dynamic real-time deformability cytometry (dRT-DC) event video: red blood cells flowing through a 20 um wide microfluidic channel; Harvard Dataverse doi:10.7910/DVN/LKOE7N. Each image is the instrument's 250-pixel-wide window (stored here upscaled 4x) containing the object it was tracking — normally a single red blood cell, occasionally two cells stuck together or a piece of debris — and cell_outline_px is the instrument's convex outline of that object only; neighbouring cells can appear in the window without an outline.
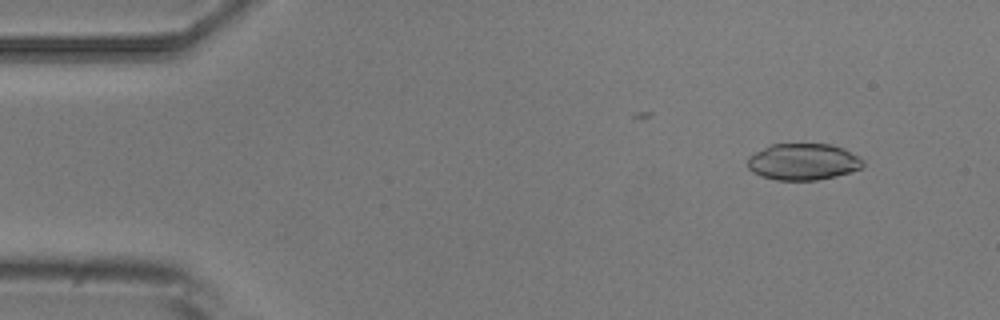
{"species": "common noctule bat (a hibernating species)", "species_latin": "Nyctalus noctula", "temperature_condition": "room temperature", "stored_images_in_passage": 4, "camera_frame_rate_fps": 3000, "um_per_image_px": 0.085, "animal": {"sex": "male", "body_mass_g": 20.5, "forearm_length_mm": 52.5}, "frame": {"image": 1, "passage_image": 1, "time_ms": 0.0, "image_size_px": [1000, 320], "cell_outline_px": [[864, 164], [860, 168], [852, 172], [836, 176], [816, 180], [776, 180], [760, 176], [752, 172], [748, 168], [748, 156], [772, 144], [832, 144], [844, 148], [864, 160]], "centroid_in_image_um": [68.27, 13.75], "position_along_channel_um": 16.7, "area_um2": 24.68}}
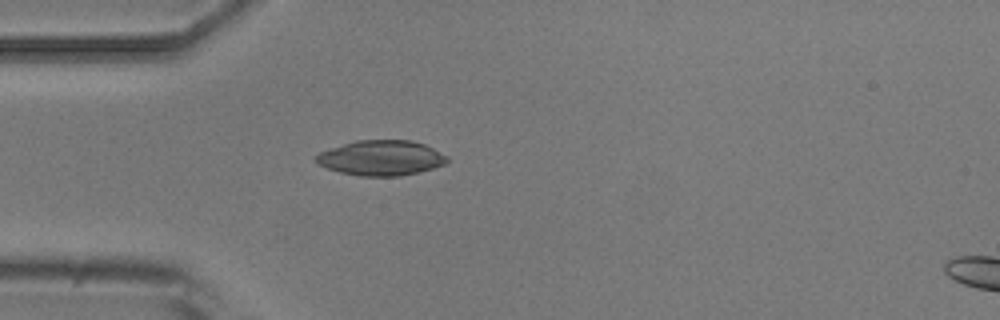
{"frame": {"image": 2, "passage_image": 4, "time_ms": 3.333, "image_size_px": [1000, 320], "cell_outline_px": [[448, 160], [444, 164], [432, 168], [400, 176], [360, 176], [340, 172], [328, 168], [320, 164], [316, 160], [316, 156], [320, 152], [356, 140], [412, 140], [424, 144], [448, 156]], "centroid_in_image_um": [32.42, 13.42], "position_along_channel_um": 52.6, "area_um2": 26.47}}